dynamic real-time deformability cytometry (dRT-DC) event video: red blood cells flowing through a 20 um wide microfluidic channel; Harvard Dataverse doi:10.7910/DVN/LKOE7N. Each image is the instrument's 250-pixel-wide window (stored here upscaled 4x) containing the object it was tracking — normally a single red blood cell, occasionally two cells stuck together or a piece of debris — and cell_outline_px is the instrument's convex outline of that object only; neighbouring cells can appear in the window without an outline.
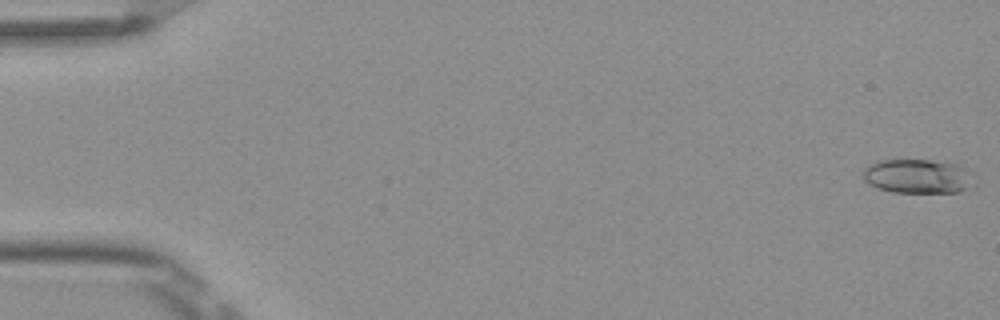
{"species": "Egyptian fruit bat (a non-hibernating species)", "species_latin": "Rousettus aegyptiacus", "temperature_condition": "room temperature", "stored_images_in_passage": 7, "camera_frame_rate_fps": 3000, "um_per_image_px": 0.085, "frame": {"image": 1, "passage_image": 1, "time_ms": 0.0, "image_size_px": [1000, 320], "cell_outline_px": [[972, 172], [964, 188], [956, 192], [892, 192], [876, 188], [864, 180], [864, 168], [868, 164], [876, 160], [928, 160], [956, 164], [968, 168]], "centroid_in_image_um": [77.9, 14.96], "position_along_channel_um": 7.1, "area_um2": 21.73}}
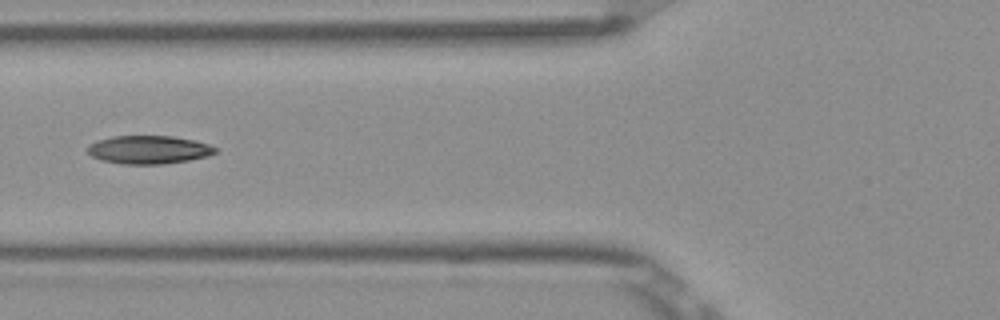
{"frame": {"image": 2, "passage_image": 6, "time_ms": 1.667, "image_size_px": [1000, 320], "cell_outline_px": [[216, 152], [208, 156], [188, 160], [160, 164], [120, 164], [100, 160], [92, 156], [88, 152], [88, 144], [96, 140], [112, 136], [172, 136], [196, 140], [208, 144], [216, 148]], "centroid_in_image_um": [12.61, 12.72], "position_along_channel_um": 113.2, "area_um2": 21.1}}
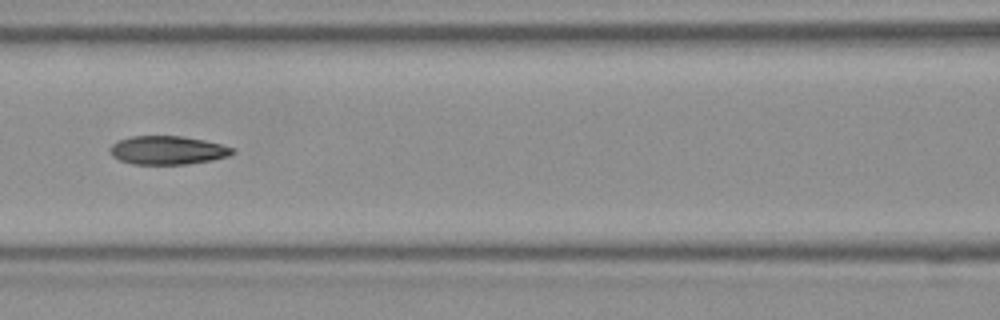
{"frame": {"image": 3, "passage_image": 7, "time_ms": 2.0, "image_size_px": [1000, 320], "cell_outline_px": [[236, 152], [228, 156], [212, 160], [188, 164], [132, 164], [120, 160], [112, 156], [108, 152], [108, 148], [112, 144], [120, 140], [132, 136], [184, 136], [204, 140], [236, 148]], "centroid_in_image_um": [14.25, 12.77], "position_along_channel_um": 152.3, "area_um2": 20.52}}